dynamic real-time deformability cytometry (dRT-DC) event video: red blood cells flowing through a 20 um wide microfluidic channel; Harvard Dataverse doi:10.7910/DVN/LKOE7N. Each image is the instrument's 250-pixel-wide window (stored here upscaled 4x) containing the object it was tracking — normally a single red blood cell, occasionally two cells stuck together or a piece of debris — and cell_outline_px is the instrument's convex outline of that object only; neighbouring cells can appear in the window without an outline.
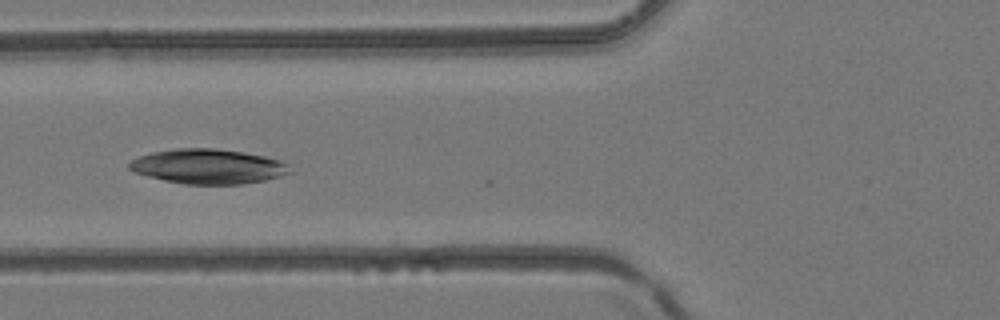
{"species": "common noctule bat (a hibernating species)", "species_latin": "Nyctalus noctula", "temperature_condition": "room temperature", "stored_images_in_passage": 4, "camera_frame_rate_fps": 3000, "um_per_image_px": 0.085, "animal": {"sex": "female", "body_mass_g": 24.6, "forearm_length_mm": 56.2}, "frame": {"image": 1, "passage_image": 4, "time_ms": 1.0, "image_size_px": [1000, 320], "cell_outline_px": [[292, 172], [280, 176], [264, 180], [244, 184], [184, 184], [164, 180], [132, 172], [128, 168], [128, 164], [132, 160], [140, 156], [152, 152], [176, 148], [216, 148], [244, 152], [264, 156], [280, 160], [288, 164]], "centroid_in_image_um": [17.69, 14.14], "position_along_channel_um": 108.1, "area_um2": 32.6}}